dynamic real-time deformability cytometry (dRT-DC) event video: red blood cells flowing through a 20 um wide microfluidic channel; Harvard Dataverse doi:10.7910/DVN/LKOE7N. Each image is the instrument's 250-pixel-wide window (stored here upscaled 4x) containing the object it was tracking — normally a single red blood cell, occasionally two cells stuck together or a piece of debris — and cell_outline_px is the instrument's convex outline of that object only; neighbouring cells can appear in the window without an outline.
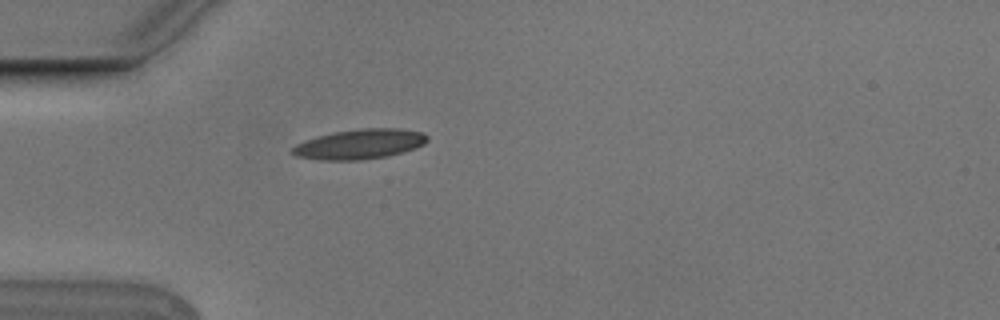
{"species": "Egyptian fruit bat (a non-hibernating species)", "species_latin": "Rousettus aegyptiacus", "temperature_condition": "cold", "stored_images_in_passage": 1, "camera_frame_rate_fps": 3000, "um_per_image_px": 0.085, "animal": {"sex": "male"}, "frame": {"image": 1, "passage_image": 1, "time_ms": 0.0, "image_size_px": [1000, 320], "cell_outline_px": [[428, 140], [424, 144], [388, 156], [360, 160], [320, 160], [296, 156], [292, 152], [292, 148], [296, 144], [304, 140], [316, 136], [332, 132], [360, 128], [400, 128], [424, 132], [428, 136]], "centroid_in_image_um": [30.56, 12.23], "position_along_channel_um": 54.4, "area_um2": 23.58}}